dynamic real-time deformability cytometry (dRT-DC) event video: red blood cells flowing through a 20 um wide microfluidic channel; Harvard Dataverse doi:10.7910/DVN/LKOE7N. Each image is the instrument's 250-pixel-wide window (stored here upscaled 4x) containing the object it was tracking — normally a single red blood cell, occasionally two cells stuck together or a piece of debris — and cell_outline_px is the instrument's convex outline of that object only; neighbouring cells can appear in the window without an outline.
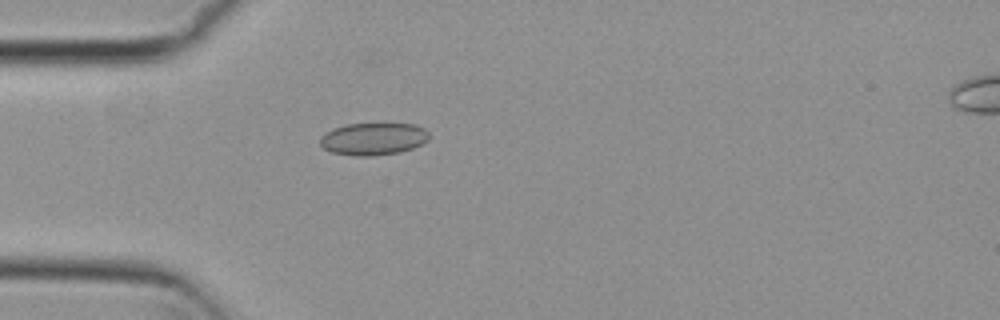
{"species": "common noctule bat (a hibernating species)", "species_latin": "Nyctalus noctula", "temperature_condition": "cold", "stored_images_in_passage": 1, "camera_frame_rate_fps": 3000, "um_per_image_px": 0.085, "animal": {"sex": "female", "body_mass_g": 29.2, "forearm_length_mm": 56.3}, "frame": {"image": 1, "passage_image": 1, "time_ms": 0.0, "image_size_px": [1000, 320], "cell_outline_px": [[428, 140], [412, 148], [400, 152], [368, 156], [356, 156], [332, 152], [324, 148], [320, 144], [320, 136], [332, 128], [348, 124], [384, 120], [416, 124], [424, 128], [428, 132]], "centroid_in_image_um": [31.75, 11.74], "position_along_channel_um": 53.2, "area_um2": 21.39}}